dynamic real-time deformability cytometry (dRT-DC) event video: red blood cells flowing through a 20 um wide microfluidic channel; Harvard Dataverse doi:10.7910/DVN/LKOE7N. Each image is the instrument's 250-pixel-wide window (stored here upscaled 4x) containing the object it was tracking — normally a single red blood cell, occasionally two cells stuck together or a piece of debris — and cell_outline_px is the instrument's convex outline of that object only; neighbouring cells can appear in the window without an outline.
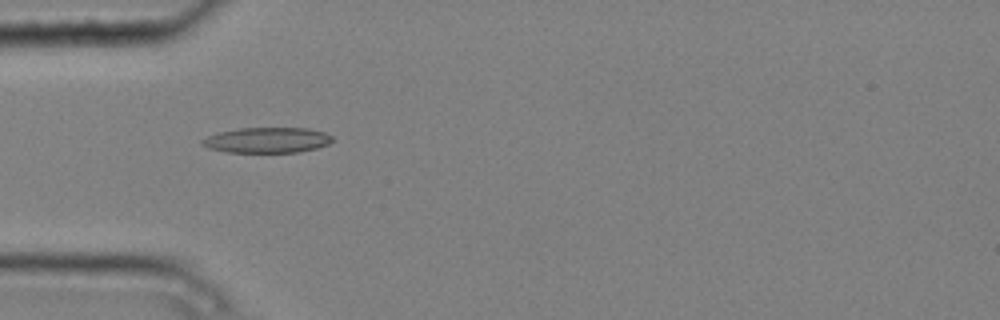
{"species": "common noctule bat (a hibernating species)", "species_latin": "Nyctalus noctula", "temperature_condition": "cold", "stored_images_in_passage": 5, "camera_frame_rate_fps": 3000, "um_per_image_px": 0.085, "animal": {"sex": "male", "body_mass_g": 20.4}, "frame": {"image": 1, "passage_image": 4, "time_ms": 1.0, "image_size_px": [1000, 320], "cell_outline_px": [[332, 140], [328, 144], [316, 148], [300, 152], [228, 152], [208, 148], [200, 144], [200, 140], [208, 136], [220, 132], [240, 128], [308, 128], [324, 132], [332, 136]], "centroid_in_image_um": [22.69, 11.91], "position_along_channel_um": 62.3, "area_um2": 19.25}}
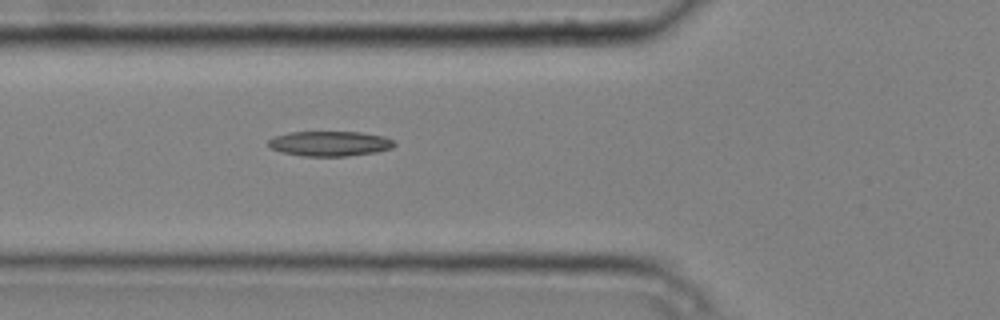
{"frame": {"image": 2, "passage_image": 5, "time_ms": 1.333, "image_size_px": [1000, 320], "cell_outline_px": [[396, 144], [392, 148], [376, 152], [348, 156], [304, 156], [280, 152], [268, 148], [268, 140], [276, 136], [288, 132], [360, 132], [384, 136], [392, 140]], "centroid_in_image_um": [28.01, 12.21], "position_along_channel_um": 97.8, "area_um2": 18.44}}